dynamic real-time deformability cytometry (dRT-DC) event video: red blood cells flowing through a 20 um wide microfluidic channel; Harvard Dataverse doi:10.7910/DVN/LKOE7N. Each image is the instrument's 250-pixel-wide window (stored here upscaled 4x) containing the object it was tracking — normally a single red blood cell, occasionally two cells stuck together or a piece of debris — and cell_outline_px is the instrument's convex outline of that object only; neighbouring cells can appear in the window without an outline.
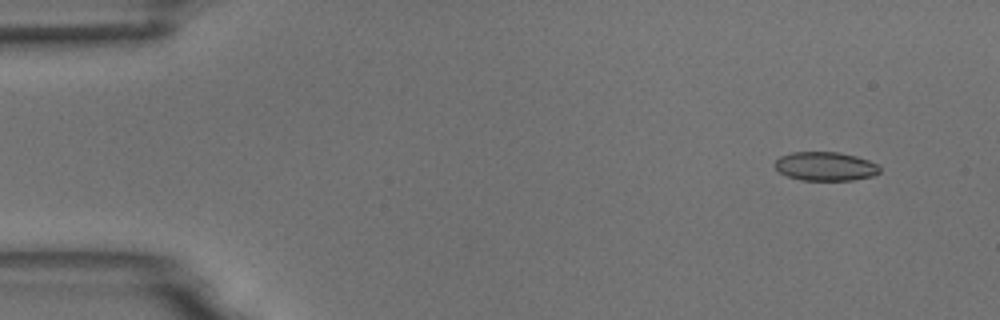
{"species": "common noctule bat (a hibernating species)", "species_latin": "Nyctalus noctula", "temperature_condition": "room temperature", "stored_images_in_passage": 5, "camera_frame_rate_fps": 3000, "um_per_image_px": 0.085, "animal": {"sex": "male", "body_mass_g": 18.8}, "frame": {"image": 1, "passage_image": 2, "time_ms": 0.333, "image_size_px": [1000, 320], "cell_outline_px": [[880, 172], [872, 176], [852, 180], [800, 180], [788, 176], [780, 172], [776, 168], [776, 160], [780, 156], [792, 152], [840, 152], [856, 156], [868, 160], [876, 164], [880, 168]], "centroid_in_image_um": [70.17, 14.13], "position_along_channel_um": 14.8, "area_um2": 17.51}}
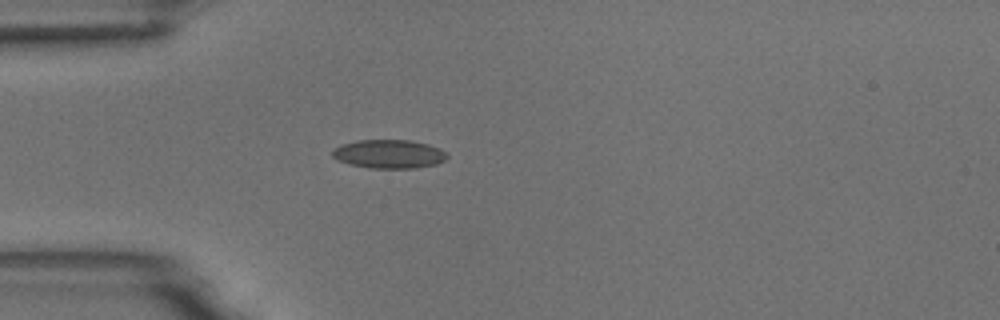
{"frame": {"image": 2, "passage_image": 5, "time_ms": 1.333, "image_size_px": [1000, 320], "cell_outline_px": [[448, 156], [444, 160], [436, 164], [416, 168], [372, 168], [352, 164], [336, 160], [332, 156], [332, 148], [340, 144], [360, 140], [412, 140], [428, 144], [440, 148]], "centroid_in_image_um": [33.04, 13.08], "position_along_channel_um": 52.0, "area_um2": 19.19}}